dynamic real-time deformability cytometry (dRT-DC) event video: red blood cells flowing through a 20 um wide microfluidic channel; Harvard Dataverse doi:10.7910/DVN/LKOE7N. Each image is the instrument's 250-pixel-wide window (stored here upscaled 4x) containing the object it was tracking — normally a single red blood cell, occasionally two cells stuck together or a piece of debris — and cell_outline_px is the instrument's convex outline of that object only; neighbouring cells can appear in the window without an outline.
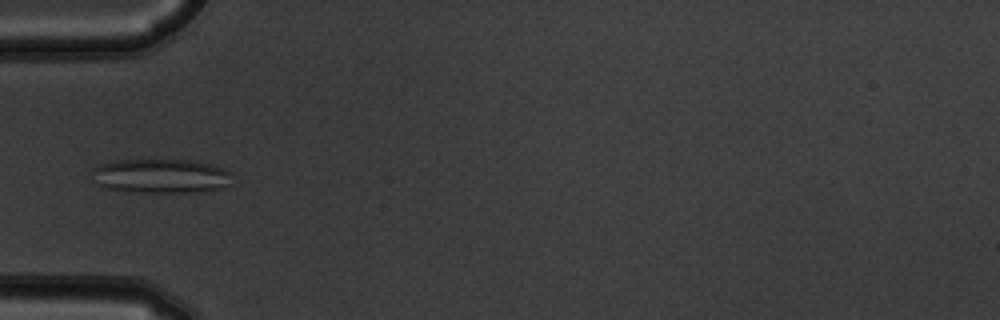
{"species": "common noctule bat (a hibernating species)", "species_latin": "Nyctalus noctula", "temperature_condition": "warm", "stored_images_in_passage": 8, "camera_frame_rate_fps": 3000, "um_per_image_px": 0.085, "animal": {"sex": "male", "body_mass_g": 19.5, "forearm_length_mm": 54.6}, "frame": {"image": 1, "passage_image": 5, "time_ms": 1.333, "image_size_px": [1000, 320], "cell_outline_px": [[232, 184], [220, 188], [200, 192], [140, 192], [108, 188], [96, 184], [92, 172], [92, 168], [100, 164], [120, 160], [188, 160], [212, 164], [224, 168], [232, 172]], "centroid_in_image_um": [13.73, 14.96], "position_along_channel_um": 71.3, "area_um2": 28.09}}
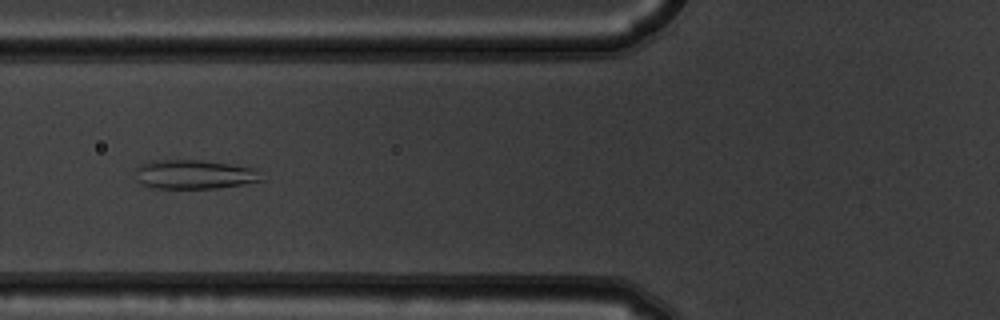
{"frame": {"image": 2, "passage_image": 6, "time_ms": 1.667, "image_size_px": [1000, 320], "cell_outline_px": [[264, 180], [244, 184], [216, 188], [156, 188], [140, 184], [136, 180], [136, 168], [140, 164], [152, 160], [200, 160], [228, 164], [252, 168]], "centroid_in_image_um": [16.44, 14.83], "position_along_channel_um": 109.4, "area_um2": 21.21}}